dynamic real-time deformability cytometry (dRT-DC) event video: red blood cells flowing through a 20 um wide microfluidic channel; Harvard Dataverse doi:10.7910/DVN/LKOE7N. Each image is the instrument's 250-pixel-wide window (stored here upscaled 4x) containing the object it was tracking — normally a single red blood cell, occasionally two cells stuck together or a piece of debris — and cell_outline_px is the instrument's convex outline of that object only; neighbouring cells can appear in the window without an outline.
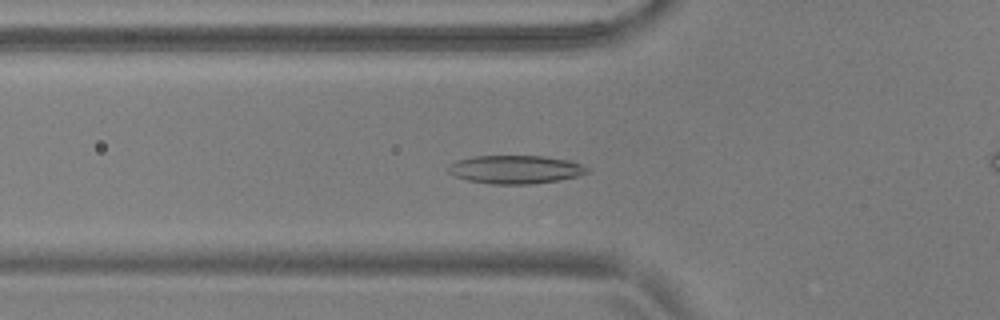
{"species": "common noctule bat (a hibernating species)", "species_latin": "Nyctalus noctula", "temperature_condition": "warm", "stored_images_in_passage": 38, "camera_frame_rate_fps": 3000, "um_per_image_px": 0.085, "animal": {"sex": "male", "body_mass_g": 17.9, "forearm_length_mm": 54.2}, "frame": {"image": 1, "passage_image": 2, "time_ms": 0.333, "image_size_px": [1000, 320], "cell_outline_px": [[592, 172], [560, 180], [532, 184], [492, 184], [468, 180], [456, 176], [448, 172], [448, 164], [456, 160], [476, 156], [544, 156], [568, 160], [580, 164], [588, 168]], "centroid_in_image_um": [43.82, 14.4], "position_along_channel_um": 82.0, "area_um2": 22.95}}
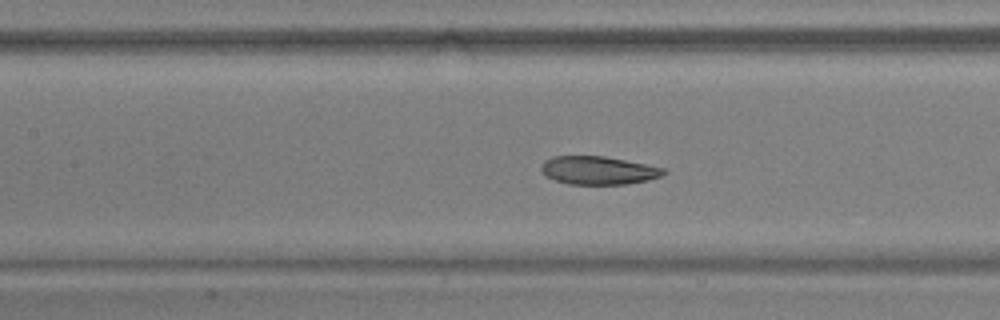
{"frame": {"image": 2, "passage_image": 8, "time_ms": 2.333, "image_size_px": [1000, 320], "cell_outline_px": [[668, 172], [660, 176], [648, 180], [624, 184], [568, 184], [544, 176], [540, 168], [544, 160], [552, 156], [604, 156], [664, 168]], "centroid_in_image_um": [50.81, 14.48], "position_along_channel_um": 156.6, "area_um2": 20.06}}
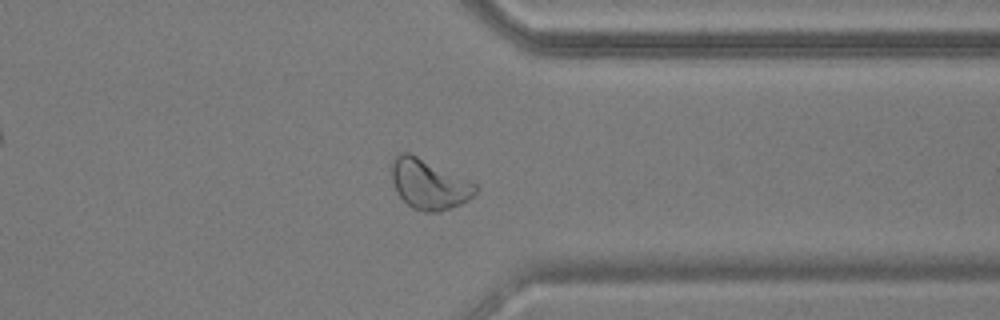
{"frame": {"image": 3, "passage_image": 26, "time_ms": 8.333, "image_size_px": [1000, 320], "cell_outline_px": [[480, 188], [468, 200], [460, 204], [436, 212], [424, 212], [412, 208], [400, 196], [392, 180], [392, 160], [396, 152], [408, 152], [468, 180], [476, 184]], "centroid_in_image_um": [36.45, 15.65], "position_along_channel_um": 375.0, "area_um2": 23.99}, "authors_computed_cell_mechanics": {"area_um2": 21.5016, "velocity_mm_per_s": 3.6785, "shape_relaxation_time_tau1_ms": 7.3611, "shape_relaxation_time_tau2_ms": 2.7648, "deformation_change_tau1": 0.1803, "deformation_change_tau2": 0.082}}